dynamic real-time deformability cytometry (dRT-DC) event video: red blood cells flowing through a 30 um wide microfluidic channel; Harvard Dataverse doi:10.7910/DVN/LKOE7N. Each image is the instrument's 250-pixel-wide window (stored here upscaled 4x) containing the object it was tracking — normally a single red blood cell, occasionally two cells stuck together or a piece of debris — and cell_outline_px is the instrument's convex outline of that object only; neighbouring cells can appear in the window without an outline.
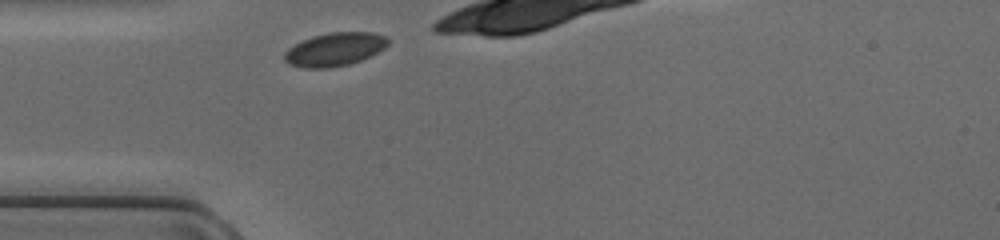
{"species": "common noctule bat (a hibernating species)", "species_latin": "Nyctalus noctula", "temperature_condition": "cold", "stored_images_in_passage": 8, "camera_frame_rate_fps": 3000, "um_per_image_px": 0.085, "animal": {"sex": "female", "body_mass_g": 17.0, "forearm_length_mm": 48.0}, "frame": {"image": 1, "passage_image": 1, "time_ms": 0.0, "image_size_px": [1000, 240], "cell_outline_px": [[388, 44], [384, 48], [360, 60], [348, 64], [324, 68], [304, 68], [288, 64], [284, 60], [284, 52], [288, 48], [312, 36], [328, 32], [372, 32], [388, 36]], "centroid_in_image_um": [28.43, 4.18], "position_along_channel_um": 56.6, "area_um2": 20.0}}
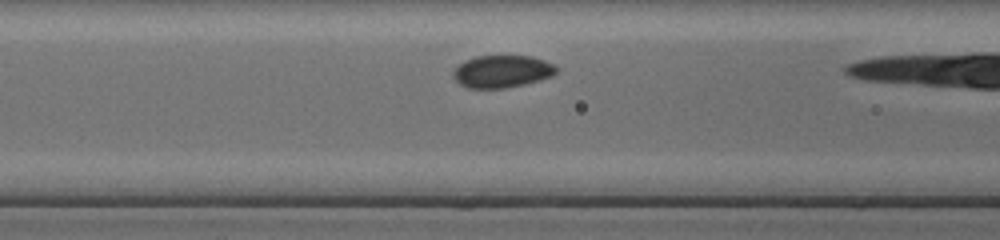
{"frame": {"image": 2, "passage_image": 6, "time_ms": 1.667, "image_size_px": [1000, 240], "cell_outline_px": [[556, 72], [552, 76], [524, 84], [504, 88], [468, 88], [460, 84], [452, 76], [452, 72], [464, 60], [476, 56], [532, 56], [544, 60], [552, 64], [556, 68]], "centroid_in_image_um": [42.64, 6.07], "position_along_channel_um": 124.0, "area_um2": 19.31}}